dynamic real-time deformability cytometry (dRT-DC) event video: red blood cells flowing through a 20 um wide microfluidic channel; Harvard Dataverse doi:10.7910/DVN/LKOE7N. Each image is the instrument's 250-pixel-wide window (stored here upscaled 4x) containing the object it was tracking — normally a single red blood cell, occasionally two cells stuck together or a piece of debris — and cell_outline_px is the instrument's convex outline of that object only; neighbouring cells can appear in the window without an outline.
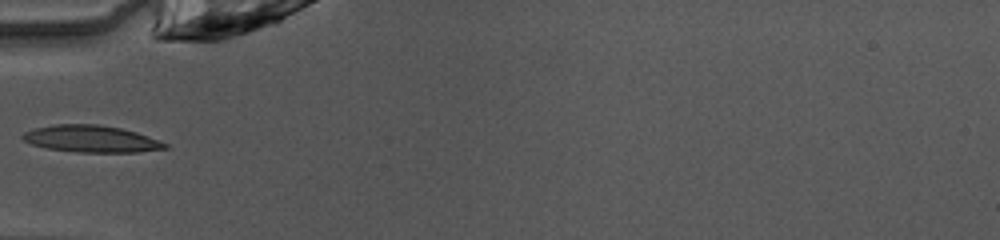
{"species": "common noctule bat (a hibernating species)", "species_latin": "Nyctalus noctula", "temperature_condition": "warm", "stored_images_in_passage": 33, "camera_frame_rate_fps": 3000, "um_per_image_px": 0.085, "animal": {"sex": "female", "body_mass_g": 10.0, "forearm_length_mm": 53.1}, "frame": {"image": 1, "passage_image": 1, "time_ms": 0.0, "image_size_px": [1000, 240], "cell_outline_px": [[168, 148], [136, 152], [80, 152], [48, 148], [32, 144], [24, 140], [20, 136], [24, 132], [36, 128], [56, 124], [96, 124], [120, 128], [136, 132], [148, 136], [168, 144]], "centroid_in_image_um": [7.76, 11.8], "position_along_channel_um": 77.2, "area_um2": 22.02}}
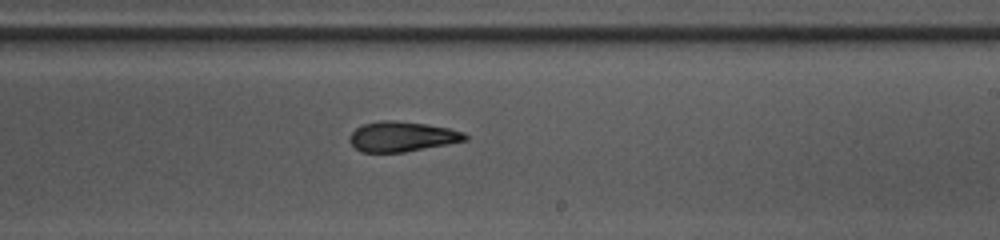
{"frame": {"image": 2, "passage_image": 14, "time_ms": 4.333, "image_size_px": [1000, 240], "cell_outline_px": [[468, 140], [404, 152], [360, 152], [348, 140], [348, 136], [356, 128], [364, 124], [380, 120], [396, 120], [428, 124], [448, 128], [464, 132], [468, 136]], "centroid_in_image_um": [34.16, 11.6], "position_along_channel_um": 254.8, "area_um2": 20.29}}
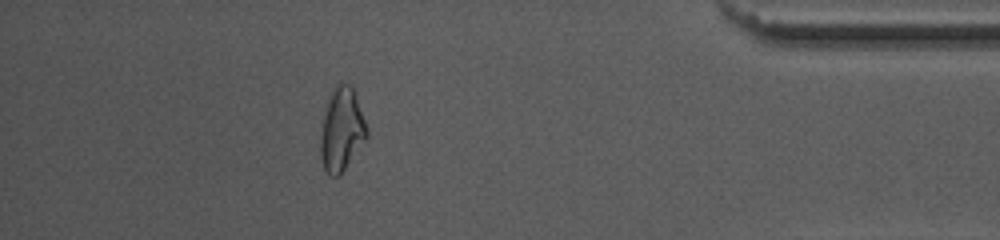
{"frame": {"image": 3, "passage_image": 28, "time_ms": 9.0, "image_size_px": [1000, 240], "cell_outline_px": [[368, 136], [340, 176], [328, 176], [324, 168], [320, 156], [320, 132], [324, 104], [332, 88], [336, 84], [352, 84], [368, 128]], "centroid_in_image_um": [29.01, 10.99], "position_along_channel_um": 406.2, "area_um2": 23.06}}